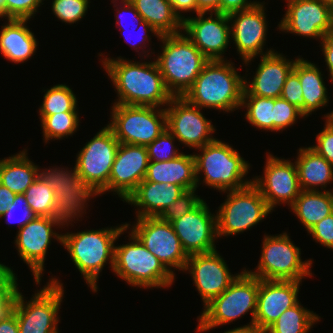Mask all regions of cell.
Returning a JSON list of instances; mask_svg holds the SVG:
<instances>
[{"mask_svg": "<svg viewBox=\"0 0 333 333\" xmlns=\"http://www.w3.org/2000/svg\"><path fill=\"white\" fill-rule=\"evenodd\" d=\"M27 154V149H24L0 160V184L15 194H24L39 176L40 167L30 161Z\"/></svg>", "mask_w": 333, "mask_h": 333, "instance_id": "31", "label": "cell"}, {"mask_svg": "<svg viewBox=\"0 0 333 333\" xmlns=\"http://www.w3.org/2000/svg\"><path fill=\"white\" fill-rule=\"evenodd\" d=\"M256 73L251 82L244 79L243 95H255L266 98H279L287 75L293 69L295 60H288L277 51L262 55Z\"/></svg>", "mask_w": 333, "mask_h": 333, "instance_id": "25", "label": "cell"}, {"mask_svg": "<svg viewBox=\"0 0 333 333\" xmlns=\"http://www.w3.org/2000/svg\"><path fill=\"white\" fill-rule=\"evenodd\" d=\"M165 111L166 127L181 144L198 149L215 139L212 121L205 118L201 108L184 97H172Z\"/></svg>", "mask_w": 333, "mask_h": 333, "instance_id": "15", "label": "cell"}, {"mask_svg": "<svg viewBox=\"0 0 333 333\" xmlns=\"http://www.w3.org/2000/svg\"><path fill=\"white\" fill-rule=\"evenodd\" d=\"M246 108V120L260 130L273 132L274 98L243 95L241 108Z\"/></svg>", "mask_w": 333, "mask_h": 333, "instance_id": "35", "label": "cell"}, {"mask_svg": "<svg viewBox=\"0 0 333 333\" xmlns=\"http://www.w3.org/2000/svg\"><path fill=\"white\" fill-rule=\"evenodd\" d=\"M299 185L301 190H319L333 180V165L309 147L299 148L296 157Z\"/></svg>", "mask_w": 333, "mask_h": 333, "instance_id": "29", "label": "cell"}, {"mask_svg": "<svg viewBox=\"0 0 333 333\" xmlns=\"http://www.w3.org/2000/svg\"><path fill=\"white\" fill-rule=\"evenodd\" d=\"M273 131H283L294 125L299 117H305L299 108L279 97L274 99L273 107Z\"/></svg>", "mask_w": 333, "mask_h": 333, "instance_id": "42", "label": "cell"}, {"mask_svg": "<svg viewBox=\"0 0 333 333\" xmlns=\"http://www.w3.org/2000/svg\"><path fill=\"white\" fill-rule=\"evenodd\" d=\"M43 0H5V19L30 20Z\"/></svg>", "mask_w": 333, "mask_h": 333, "instance_id": "43", "label": "cell"}, {"mask_svg": "<svg viewBox=\"0 0 333 333\" xmlns=\"http://www.w3.org/2000/svg\"><path fill=\"white\" fill-rule=\"evenodd\" d=\"M196 189L197 188L183 192L180 197L176 199L173 204L165 208L158 217L172 223L184 214L191 212L203 201L200 196L198 197V195H196Z\"/></svg>", "mask_w": 333, "mask_h": 333, "instance_id": "41", "label": "cell"}, {"mask_svg": "<svg viewBox=\"0 0 333 333\" xmlns=\"http://www.w3.org/2000/svg\"><path fill=\"white\" fill-rule=\"evenodd\" d=\"M260 2L250 0H220V13L229 15L237 11L248 10Z\"/></svg>", "mask_w": 333, "mask_h": 333, "instance_id": "52", "label": "cell"}, {"mask_svg": "<svg viewBox=\"0 0 333 333\" xmlns=\"http://www.w3.org/2000/svg\"><path fill=\"white\" fill-rule=\"evenodd\" d=\"M198 13H220V0H196Z\"/></svg>", "mask_w": 333, "mask_h": 333, "instance_id": "56", "label": "cell"}, {"mask_svg": "<svg viewBox=\"0 0 333 333\" xmlns=\"http://www.w3.org/2000/svg\"><path fill=\"white\" fill-rule=\"evenodd\" d=\"M223 333H260L254 327H237L234 329L226 330Z\"/></svg>", "mask_w": 333, "mask_h": 333, "instance_id": "58", "label": "cell"}, {"mask_svg": "<svg viewBox=\"0 0 333 333\" xmlns=\"http://www.w3.org/2000/svg\"><path fill=\"white\" fill-rule=\"evenodd\" d=\"M301 282L259 279L253 327L263 333L284 311L296 305Z\"/></svg>", "mask_w": 333, "mask_h": 333, "instance_id": "24", "label": "cell"}, {"mask_svg": "<svg viewBox=\"0 0 333 333\" xmlns=\"http://www.w3.org/2000/svg\"><path fill=\"white\" fill-rule=\"evenodd\" d=\"M321 1L333 8V0H321Z\"/></svg>", "mask_w": 333, "mask_h": 333, "instance_id": "61", "label": "cell"}, {"mask_svg": "<svg viewBox=\"0 0 333 333\" xmlns=\"http://www.w3.org/2000/svg\"><path fill=\"white\" fill-rule=\"evenodd\" d=\"M182 32L159 39L162 53L157 64L166 89L173 97H183L209 59Z\"/></svg>", "mask_w": 333, "mask_h": 333, "instance_id": "4", "label": "cell"}, {"mask_svg": "<svg viewBox=\"0 0 333 333\" xmlns=\"http://www.w3.org/2000/svg\"><path fill=\"white\" fill-rule=\"evenodd\" d=\"M315 242L333 250V213L315 224L309 231Z\"/></svg>", "mask_w": 333, "mask_h": 333, "instance_id": "47", "label": "cell"}, {"mask_svg": "<svg viewBox=\"0 0 333 333\" xmlns=\"http://www.w3.org/2000/svg\"><path fill=\"white\" fill-rule=\"evenodd\" d=\"M201 153L193 154L195 159L197 187L204 173L203 183L221 192L241 189L252 183L245 176L250 164L230 144L214 139L198 148ZM201 172V173H200ZM245 178V180H244Z\"/></svg>", "mask_w": 333, "mask_h": 333, "instance_id": "5", "label": "cell"}, {"mask_svg": "<svg viewBox=\"0 0 333 333\" xmlns=\"http://www.w3.org/2000/svg\"><path fill=\"white\" fill-rule=\"evenodd\" d=\"M29 20L7 19L0 31V53L15 63L28 61L36 52L37 39L28 28Z\"/></svg>", "mask_w": 333, "mask_h": 333, "instance_id": "28", "label": "cell"}, {"mask_svg": "<svg viewBox=\"0 0 333 333\" xmlns=\"http://www.w3.org/2000/svg\"><path fill=\"white\" fill-rule=\"evenodd\" d=\"M268 154L263 177L252 178V183L258 188L268 207L273 211L277 205L280 206L282 203H288L287 205L291 206L302 190L295 162L280 159L270 152Z\"/></svg>", "mask_w": 333, "mask_h": 333, "instance_id": "17", "label": "cell"}, {"mask_svg": "<svg viewBox=\"0 0 333 333\" xmlns=\"http://www.w3.org/2000/svg\"><path fill=\"white\" fill-rule=\"evenodd\" d=\"M90 0H52V12L65 24H74L87 13Z\"/></svg>", "mask_w": 333, "mask_h": 333, "instance_id": "39", "label": "cell"}, {"mask_svg": "<svg viewBox=\"0 0 333 333\" xmlns=\"http://www.w3.org/2000/svg\"><path fill=\"white\" fill-rule=\"evenodd\" d=\"M141 27V28H140ZM121 30V32L122 31H124V30H126V31H128V29H120ZM130 31V30H129ZM132 31H134L133 33H135V32H139V33H141L140 35H138L139 36V38H140V40L138 41V39H136L137 40V43H138V45H136L137 43L135 42H132V40L131 39H127L126 38V36H124L125 37V40H126V42H128L129 44H131V46H133L134 48H135V50H136V52H138L137 50H138V48L140 49V48H142V47H146L144 44H145V41L146 42H149L150 41V39H151V37L147 34V32L149 31V32H151V33H153L154 35L153 36H157V38L158 39H160L161 38V35L149 24V23H147L145 20H141L140 22H139V26H138V28L137 29H131V31L130 32H132ZM143 33V34H142ZM138 34V33H137ZM141 35H144V36H142L141 37ZM136 36V35H135ZM128 37V36H127ZM131 38V37H130ZM143 38V39H142ZM143 43V44H142ZM134 44V45H133ZM142 44V46H140ZM138 46V47H137Z\"/></svg>", "mask_w": 333, "mask_h": 333, "instance_id": "50", "label": "cell"}, {"mask_svg": "<svg viewBox=\"0 0 333 333\" xmlns=\"http://www.w3.org/2000/svg\"><path fill=\"white\" fill-rule=\"evenodd\" d=\"M0 333H20L16 313L9 319L0 322Z\"/></svg>", "mask_w": 333, "mask_h": 333, "instance_id": "57", "label": "cell"}, {"mask_svg": "<svg viewBox=\"0 0 333 333\" xmlns=\"http://www.w3.org/2000/svg\"><path fill=\"white\" fill-rule=\"evenodd\" d=\"M128 236L131 242L115 246L114 274L133 287H170L175 275L132 232Z\"/></svg>", "mask_w": 333, "mask_h": 333, "instance_id": "7", "label": "cell"}, {"mask_svg": "<svg viewBox=\"0 0 333 333\" xmlns=\"http://www.w3.org/2000/svg\"><path fill=\"white\" fill-rule=\"evenodd\" d=\"M290 209L309 231L323 218L333 213V190H302Z\"/></svg>", "mask_w": 333, "mask_h": 333, "instance_id": "32", "label": "cell"}, {"mask_svg": "<svg viewBox=\"0 0 333 333\" xmlns=\"http://www.w3.org/2000/svg\"><path fill=\"white\" fill-rule=\"evenodd\" d=\"M39 116H48L62 112H78L77 98L66 84H57L46 90Z\"/></svg>", "mask_w": 333, "mask_h": 333, "instance_id": "37", "label": "cell"}, {"mask_svg": "<svg viewBox=\"0 0 333 333\" xmlns=\"http://www.w3.org/2000/svg\"><path fill=\"white\" fill-rule=\"evenodd\" d=\"M20 211V212H19ZM19 212L21 214V217L18 219L13 218L15 217V213ZM19 215V214H18ZM20 216V215H19ZM6 218V223H13L18 222L19 223V229L20 230L23 226H25L28 222L33 220L36 215L28 205V202L25 198L24 194H16L15 200L9 205L8 209L4 212L2 216H0V219ZM15 220H13V219Z\"/></svg>", "mask_w": 333, "mask_h": 333, "instance_id": "44", "label": "cell"}, {"mask_svg": "<svg viewBox=\"0 0 333 333\" xmlns=\"http://www.w3.org/2000/svg\"><path fill=\"white\" fill-rule=\"evenodd\" d=\"M184 271L192 276L204 306L223 293L240 274L230 272L217 250L189 255Z\"/></svg>", "mask_w": 333, "mask_h": 333, "instance_id": "22", "label": "cell"}, {"mask_svg": "<svg viewBox=\"0 0 333 333\" xmlns=\"http://www.w3.org/2000/svg\"><path fill=\"white\" fill-rule=\"evenodd\" d=\"M16 194L7 187L0 184V216L8 209L9 205L15 200Z\"/></svg>", "mask_w": 333, "mask_h": 333, "instance_id": "55", "label": "cell"}, {"mask_svg": "<svg viewBox=\"0 0 333 333\" xmlns=\"http://www.w3.org/2000/svg\"><path fill=\"white\" fill-rule=\"evenodd\" d=\"M320 42V46H322V53L327 65L326 67L330 73V79L333 82V28L323 35Z\"/></svg>", "mask_w": 333, "mask_h": 333, "instance_id": "51", "label": "cell"}, {"mask_svg": "<svg viewBox=\"0 0 333 333\" xmlns=\"http://www.w3.org/2000/svg\"><path fill=\"white\" fill-rule=\"evenodd\" d=\"M280 97L299 108L301 113L305 116V101L303 98L301 83L298 74L293 69L286 77Z\"/></svg>", "mask_w": 333, "mask_h": 333, "instance_id": "45", "label": "cell"}, {"mask_svg": "<svg viewBox=\"0 0 333 333\" xmlns=\"http://www.w3.org/2000/svg\"><path fill=\"white\" fill-rule=\"evenodd\" d=\"M260 260L251 275L265 280L302 281L312 276V260H301V249L293 244L286 232L264 235Z\"/></svg>", "mask_w": 333, "mask_h": 333, "instance_id": "8", "label": "cell"}, {"mask_svg": "<svg viewBox=\"0 0 333 333\" xmlns=\"http://www.w3.org/2000/svg\"><path fill=\"white\" fill-rule=\"evenodd\" d=\"M136 219L137 222L130 231L141 243L174 275L171 268L184 271L188 255L183 250L172 224L159 217Z\"/></svg>", "mask_w": 333, "mask_h": 333, "instance_id": "14", "label": "cell"}, {"mask_svg": "<svg viewBox=\"0 0 333 333\" xmlns=\"http://www.w3.org/2000/svg\"><path fill=\"white\" fill-rule=\"evenodd\" d=\"M287 10L278 29L305 38L322 40L333 28V8L321 0H286Z\"/></svg>", "mask_w": 333, "mask_h": 333, "instance_id": "19", "label": "cell"}, {"mask_svg": "<svg viewBox=\"0 0 333 333\" xmlns=\"http://www.w3.org/2000/svg\"><path fill=\"white\" fill-rule=\"evenodd\" d=\"M264 5L263 1L253 8L228 15L231 38L245 65H249L258 54L262 56L274 52L268 48L263 52L268 32Z\"/></svg>", "mask_w": 333, "mask_h": 333, "instance_id": "18", "label": "cell"}, {"mask_svg": "<svg viewBox=\"0 0 333 333\" xmlns=\"http://www.w3.org/2000/svg\"><path fill=\"white\" fill-rule=\"evenodd\" d=\"M111 110L107 126L120 143L147 146L167 129L165 108L113 104Z\"/></svg>", "mask_w": 333, "mask_h": 333, "instance_id": "9", "label": "cell"}, {"mask_svg": "<svg viewBox=\"0 0 333 333\" xmlns=\"http://www.w3.org/2000/svg\"><path fill=\"white\" fill-rule=\"evenodd\" d=\"M64 287L57 278H50L49 282L34 293L27 302L20 294L16 316L20 333H59V309L63 301Z\"/></svg>", "mask_w": 333, "mask_h": 333, "instance_id": "12", "label": "cell"}, {"mask_svg": "<svg viewBox=\"0 0 333 333\" xmlns=\"http://www.w3.org/2000/svg\"><path fill=\"white\" fill-rule=\"evenodd\" d=\"M317 144L310 146L333 165V123L326 120L324 129L316 135Z\"/></svg>", "mask_w": 333, "mask_h": 333, "instance_id": "46", "label": "cell"}, {"mask_svg": "<svg viewBox=\"0 0 333 333\" xmlns=\"http://www.w3.org/2000/svg\"><path fill=\"white\" fill-rule=\"evenodd\" d=\"M57 226L62 228L63 225L52 217L36 216L17 231L15 247L20 258L31 270L36 284L40 285L41 277H43L44 263L51 239L55 238L62 244V234L53 230Z\"/></svg>", "mask_w": 333, "mask_h": 333, "instance_id": "16", "label": "cell"}, {"mask_svg": "<svg viewBox=\"0 0 333 333\" xmlns=\"http://www.w3.org/2000/svg\"><path fill=\"white\" fill-rule=\"evenodd\" d=\"M149 163L146 146L120 143L108 181V191L116 192L122 201L144 180Z\"/></svg>", "mask_w": 333, "mask_h": 333, "instance_id": "23", "label": "cell"}, {"mask_svg": "<svg viewBox=\"0 0 333 333\" xmlns=\"http://www.w3.org/2000/svg\"><path fill=\"white\" fill-rule=\"evenodd\" d=\"M67 169L60 167L39 169V176L54 192L53 218L63 226L68 223L72 225L75 218L82 217L88 204L87 201L89 202L91 197L99 194L79 175L76 165L73 167V171Z\"/></svg>", "mask_w": 333, "mask_h": 333, "instance_id": "11", "label": "cell"}, {"mask_svg": "<svg viewBox=\"0 0 333 333\" xmlns=\"http://www.w3.org/2000/svg\"><path fill=\"white\" fill-rule=\"evenodd\" d=\"M318 66L303 57L296 60L293 70L298 74L305 101V117L317 109L324 108L329 102L328 91L324 83L322 71Z\"/></svg>", "mask_w": 333, "mask_h": 333, "instance_id": "30", "label": "cell"}, {"mask_svg": "<svg viewBox=\"0 0 333 333\" xmlns=\"http://www.w3.org/2000/svg\"><path fill=\"white\" fill-rule=\"evenodd\" d=\"M5 18V0H0V18Z\"/></svg>", "mask_w": 333, "mask_h": 333, "instance_id": "59", "label": "cell"}, {"mask_svg": "<svg viewBox=\"0 0 333 333\" xmlns=\"http://www.w3.org/2000/svg\"><path fill=\"white\" fill-rule=\"evenodd\" d=\"M44 142L59 140L72 136L79 127L78 112H60L48 116H40Z\"/></svg>", "mask_w": 333, "mask_h": 333, "instance_id": "36", "label": "cell"}, {"mask_svg": "<svg viewBox=\"0 0 333 333\" xmlns=\"http://www.w3.org/2000/svg\"><path fill=\"white\" fill-rule=\"evenodd\" d=\"M171 224L188 256L217 250L216 215L211 214L204 200L191 212Z\"/></svg>", "mask_w": 333, "mask_h": 333, "instance_id": "21", "label": "cell"}, {"mask_svg": "<svg viewBox=\"0 0 333 333\" xmlns=\"http://www.w3.org/2000/svg\"><path fill=\"white\" fill-rule=\"evenodd\" d=\"M175 137L166 129L164 132L146 146L149 161H169L178 157L183 152L175 148Z\"/></svg>", "mask_w": 333, "mask_h": 333, "instance_id": "40", "label": "cell"}, {"mask_svg": "<svg viewBox=\"0 0 333 333\" xmlns=\"http://www.w3.org/2000/svg\"><path fill=\"white\" fill-rule=\"evenodd\" d=\"M259 278L251 275L245 268L231 285L219 296L213 298L200 316L197 332L210 331L217 326L231 323L250 311L249 324L241 327H253L257 311Z\"/></svg>", "mask_w": 333, "mask_h": 333, "instance_id": "6", "label": "cell"}, {"mask_svg": "<svg viewBox=\"0 0 333 333\" xmlns=\"http://www.w3.org/2000/svg\"><path fill=\"white\" fill-rule=\"evenodd\" d=\"M144 180L179 185L185 191L195 189L197 179L194 155L182 153L169 161H149Z\"/></svg>", "mask_w": 333, "mask_h": 333, "instance_id": "27", "label": "cell"}, {"mask_svg": "<svg viewBox=\"0 0 333 333\" xmlns=\"http://www.w3.org/2000/svg\"><path fill=\"white\" fill-rule=\"evenodd\" d=\"M120 142L112 130L103 127L77 154L76 167L79 175L99 195L108 191L111 168Z\"/></svg>", "mask_w": 333, "mask_h": 333, "instance_id": "13", "label": "cell"}, {"mask_svg": "<svg viewBox=\"0 0 333 333\" xmlns=\"http://www.w3.org/2000/svg\"><path fill=\"white\" fill-rule=\"evenodd\" d=\"M183 192L179 185L143 180L125 202L138 208L137 218L158 217Z\"/></svg>", "mask_w": 333, "mask_h": 333, "instance_id": "26", "label": "cell"}, {"mask_svg": "<svg viewBox=\"0 0 333 333\" xmlns=\"http://www.w3.org/2000/svg\"><path fill=\"white\" fill-rule=\"evenodd\" d=\"M117 0H112V3H116ZM120 5H122V7L120 6L119 8L117 7V12L118 14L116 15V24L118 26L119 24V29H127V25H125L126 23H123V18L121 17L122 15H125V12L126 13H130L132 14V21L135 22L133 23L132 21V25L134 24L135 26H132L131 24V29H137V26H139V22L142 20L141 16L139 15V13L137 12L135 6L132 4V2L130 0H121L120 1ZM124 6V7H123ZM122 8V9H121ZM121 9V10H119ZM124 11V12H123ZM123 13V14H122ZM120 15V16H119ZM118 17V18H117ZM135 20V21H134ZM125 22V21H124ZM129 25V26H130ZM129 29V27H128Z\"/></svg>", "mask_w": 333, "mask_h": 333, "instance_id": "49", "label": "cell"}, {"mask_svg": "<svg viewBox=\"0 0 333 333\" xmlns=\"http://www.w3.org/2000/svg\"><path fill=\"white\" fill-rule=\"evenodd\" d=\"M326 120H330L333 123V111L324 115Z\"/></svg>", "mask_w": 333, "mask_h": 333, "instance_id": "60", "label": "cell"}, {"mask_svg": "<svg viewBox=\"0 0 333 333\" xmlns=\"http://www.w3.org/2000/svg\"><path fill=\"white\" fill-rule=\"evenodd\" d=\"M198 13L196 17L183 20V33L209 59L224 60L223 57L231 39L228 15L210 12ZM214 14V16H213Z\"/></svg>", "mask_w": 333, "mask_h": 333, "instance_id": "20", "label": "cell"}, {"mask_svg": "<svg viewBox=\"0 0 333 333\" xmlns=\"http://www.w3.org/2000/svg\"><path fill=\"white\" fill-rule=\"evenodd\" d=\"M20 294L18 284L9 293H0V322L15 314Z\"/></svg>", "mask_w": 333, "mask_h": 333, "instance_id": "48", "label": "cell"}, {"mask_svg": "<svg viewBox=\"0 0 333 333\" xmlns=\"http://www.w3.org/2000/svg\"><path fill=\"white\" fill-rule=\"evenodd\" d=\"M14 271L0 263V293H9L18 283Z\"/></svg>", "mask_w": 333, "mask_h": 333, "instance_id": "53", "label": "cell"}, {"mask_svg": "<svg viewBox=\"0 0 333 333\" xmlns=\"http://www.w3.org/2000/svg\"><path fill=\"white\" fill-rule=\"evenodd\" d=\"M131 226L129 223L102 228L99 230H86L77 233L62 235V244L70 254L75 267L83 275L86 284L97 292V279L104 265L109 261L114 267L115 242Z\"/></svg>", "mask_w": 333, "mask_h": 333, "instance_id": "3", "label": "cell"}, {"mask_svg": "<svg viewBox=\"0 0 333 333\" xmlns=\"http://www.w3.org/2000/svg\"><path fill=\"white\" fill-rule=\"evenodd\" d=\"M28 205L40 217H52L54 215L55 197L53 189L46 181L38 176L24 192Z\"/></svg>", "mask_w": 333, "mask_h": 333, "instance_id": "38", "label": "cell"}, {"mask_svg": "<svg viewBox=\"0 0 333 333\" xmlns=\"http://www.w3.org/2000/svg\"><path fill=\"white\" fill-rule=\"evenodd\" d=\"M226 193L227 199L219 206L216 213L219 238L243 233L272 212L253 183L241 189L226 191Z\"/></svg>", "mask_w": 333, "mask_h": 333, "instance_id": "10", "label": "cell"}, {"mask_svg": "<svg viewBox=\"0 0 333 333\" xmlns=\"http://www.w3.org/2000/svg\"><path fill=\"white\" fill-rule=\"evenodd\" d=\"M173 7L174 12L180 19L184 20L186 17L182 16L184 12H195L197 14L196 0H168Z\"/></svg>", "mask_w": 333, "mask_h": 333, "instance_id": "54", "label": "cell"}, {"mask_svg": "<svg viewBox=\"0 0 333 333\" xmlns=\"http://www.w3.org/2000/svg\"><path fill=\"white\" fill-rule=\"evenodd\" d=\"M142 20L149 23L161 36L183 30V20L174 12L168 0H130Z\"/></svg>", "mask_w": 333, "mask_h": 333, "instance_id": "33", "label": "cell"}, {"mask_svg": "<svg viewBox=\"0 0 333 333\" xmlns=\"http://www.w3.org/2000/svg\"><path fill=\"white\" fill-rule=\"evenodd\" d=\"M320 316L298 302L284 311L263 333H308Z\"/></svg>", "mask_w": 333, "mask_h": 333, "instance_id": "34", "label": "cell"}, {"mask_svg": "<svg viewBox=\"0 0 333 333\" xmlns=\"http://www.w3.org/2000/svg\"><path fill=\"white\" fill-rule=\"evenodd\" d=\"M237 69L229 60H209L183 97L201 109H241L245 77Z\"/></svg>", "mask_w": 333, "mask_h": 333, "instance_id": "2", "label": "cell"}, {"mask_svg": "<svg viewBox=\"0 0 333 333\" xmlns=\"http://www.w3.org/2000/svg\"><path fill=\"white\" fill-rule=\"evenodd\" d=\"M102 58L118 99L113 104L162 107L173 97L163 81L155 61L134 62L124 58Z\"/></svg>", "mask_w": 333, "mask_h": 333, "instance_id": "1", "label": "cell"}]
</instances>
